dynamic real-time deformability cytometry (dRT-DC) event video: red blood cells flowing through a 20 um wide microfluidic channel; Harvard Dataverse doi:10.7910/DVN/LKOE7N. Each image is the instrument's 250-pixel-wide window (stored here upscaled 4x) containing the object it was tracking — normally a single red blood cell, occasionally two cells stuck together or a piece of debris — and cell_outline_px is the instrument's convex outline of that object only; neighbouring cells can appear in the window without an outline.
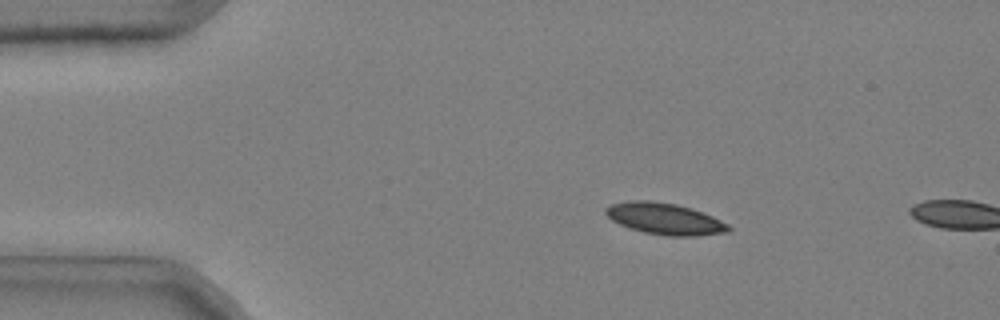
{"species": "common noctule bat (a hibernating species)", "species_latin": "Nyctalus noctula", "temperature_condition": "cold", "stored_images_in_passage": 4, "camera_frame_rate_fps": 3000, "um_per_image_px": 0.085, "animal": {"sex": "male", "body_mass_g": 20.4}, "frame": {"image": 1, "passage_image": 2, "time_ms": 0.333, "image_size_px": [1000, 320], "cell_outline_px": [[732, 228], [728, 232], [696, 236], [668, 236], [644, 232], [628, 228], [612, 220], [604, 212], [604, 208], [612, 204], [628, 200], [648, 200], [676, 204], [692, 208], [712, 216], [728, 224]], "centroid_in_image_um": [56.5, 18.59], "position_along_channel_um": 28.5, "area_um2": 22.6}}